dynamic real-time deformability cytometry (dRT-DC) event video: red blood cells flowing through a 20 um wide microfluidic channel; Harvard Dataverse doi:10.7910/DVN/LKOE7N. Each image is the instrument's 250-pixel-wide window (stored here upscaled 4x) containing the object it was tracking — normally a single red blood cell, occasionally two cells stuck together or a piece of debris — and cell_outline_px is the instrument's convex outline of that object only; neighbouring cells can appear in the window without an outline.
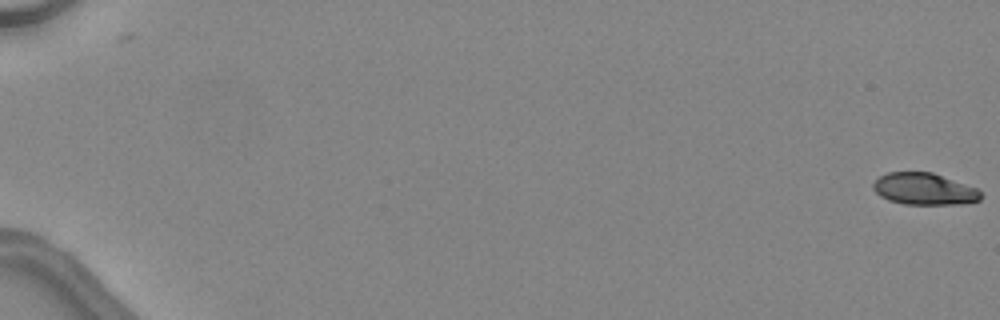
{"species": "common noctule bat (a hibernating species)", "species_latin": "Nyctalus noctula", "temperature_condition": "warm", "stored_images_in_passage": 49, "camera_frame_rate_fps": 3000, "um_per_image_px": 0.085, "animal": {"sex": "female", "body_mass_g": 24.6, "forearm_length_mm": 56.2}, "frame": {"image": 1, "passage_image": 1, "time_ms": 0.0, "image_size_px": [1000, 320], "cell_outline_px": [[980, 200], [964, 204], [904, 204], [888, 200], [880, 196], [872, 188], [872, 184], [880, 176], [888, 172], [932, 172], [976, 188], [980, 192]], "centroid_in_image_um": [78.53, 16.06], "position_along_channel_um": 6.5, "area_um2": 19.83}}
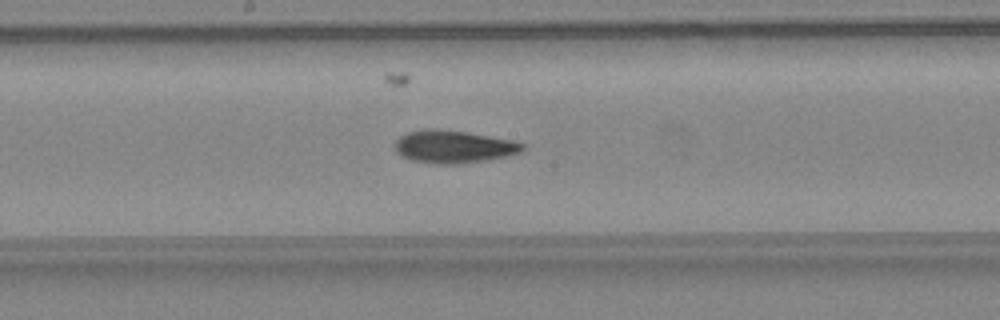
{"frame": {"image": 2, "passage_image": 29, "time_ms": 9.333, "image_size_px": [1000, 320], "cell_outline_px": [[524, 148], [520, 152], [488, 160], [456, 164], [440, 164], [412, 160], [396, 152], [396, 140], [400, 136], [408, 132], [428, 128], [436, 128], [468, 132], [512, 140], [524, 144]], "centroid_in_image_um": [38.55, 12.45], "position_along_channel_um": 209.6, "area_um2": 24.1}}
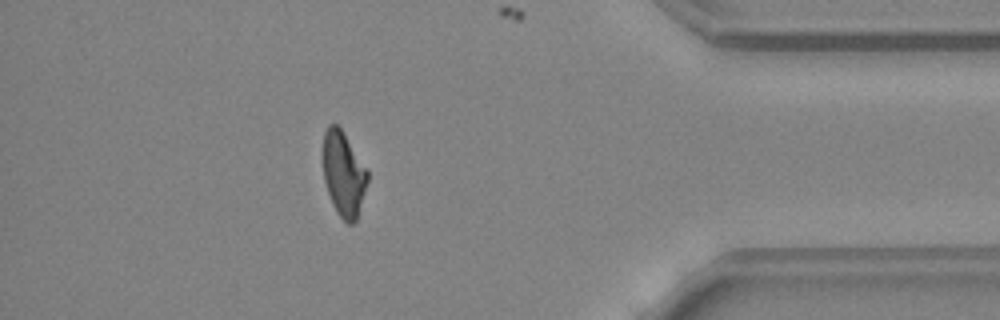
{"frame": {"image": 3, "passage_image": 44, "time_ms": 14.333, "image_size_px": [1000, 320], "cell_outline_px": [[368, 180], [356, 220], [352, 224], [348, 224], [336, 212], [332, 204], [324, 180], [320, 156], [324, 132], [328, 124], [336, 124], [344, 132], [368, 168]], "centroid_in_image_um": [29.17, 14.72], "position_along_channel_um": 406.0, "area_um2": 22.66}, "authors_computed_cell_mechanics": {"area_um2": 22.7732, "velocity_mm_per_s": 4.5533, "shape_relaxation_time_tau1_ms": 5.4763, "shape_relaxation_time_tau2_ms": 3.283, "deformation_change_tau1": 0.1894, "deformation_change_tau2": 0.1142}}